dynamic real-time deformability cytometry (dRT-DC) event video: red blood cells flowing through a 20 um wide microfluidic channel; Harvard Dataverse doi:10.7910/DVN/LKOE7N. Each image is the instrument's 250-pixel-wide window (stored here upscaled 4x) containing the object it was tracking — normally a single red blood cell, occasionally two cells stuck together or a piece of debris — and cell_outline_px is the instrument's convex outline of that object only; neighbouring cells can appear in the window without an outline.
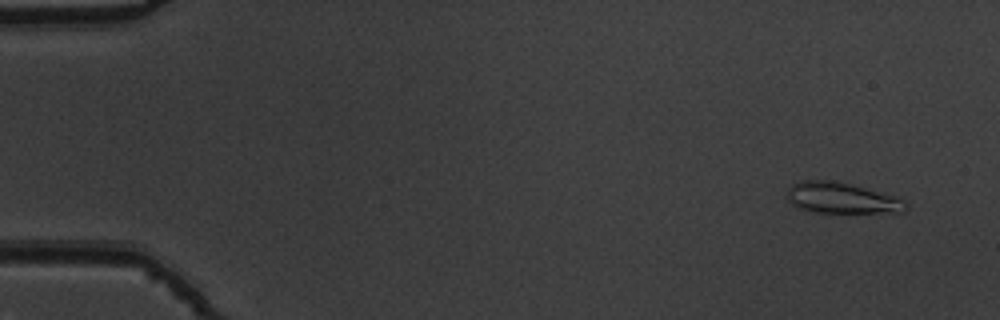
{"species": "common noctule bat (a hibernating species)", "species_latin": "Nyctalus noctula", "temperature_condition": "warm", "stored_images_in_passage": 54, "camera_frame_rate_fps": 3000, "um_per_image_px": 0.085, "animal": {"sex": "male", "body_mass_g": 19.5, "forearm_length_mm": 54.6}, "frame": {"image": 1, "passage_image": 4, "time_ms": 1.0, "image_size_px": [1000, 320], "cell_outline_px": [[908, 208], [904, 212], [816, 212], [800, 208], [792, 204], [784, 196], [788, 188], [792, 184], [804, 180], [832, 180], [896, 196], [904, 200], [908, 204]], "centroid_in_image_um": [71.52, 16.83], "position_along_channel_um": 13.5, "area_um2": 21.27}}
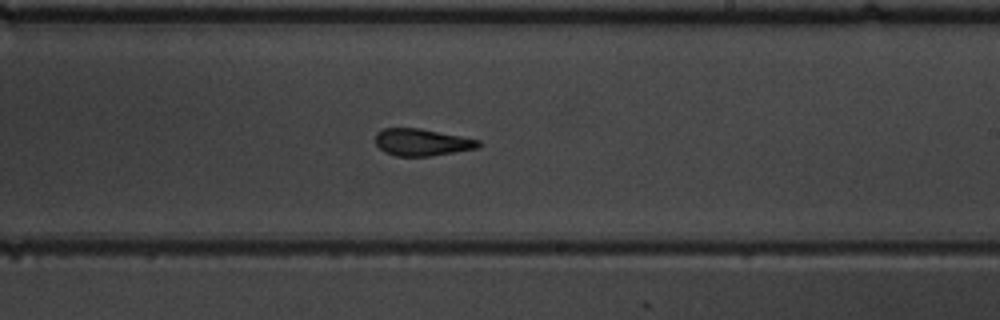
{"frame": {"image": 2, "passage_image": 33, "time_ms": 10.667, "image_size_px": [1000, 320], "cell_outline_px": [[484, 144], [476, 148], [428, 156], [396, 156], [384, 152], [376, 144], [376, 132], [384, 128], [420, 128], [480, 140]], "centroid_in_image_um": [35.85, 12.08], "position_along_channel_um": 253.2, "area_um2": 16.13}}
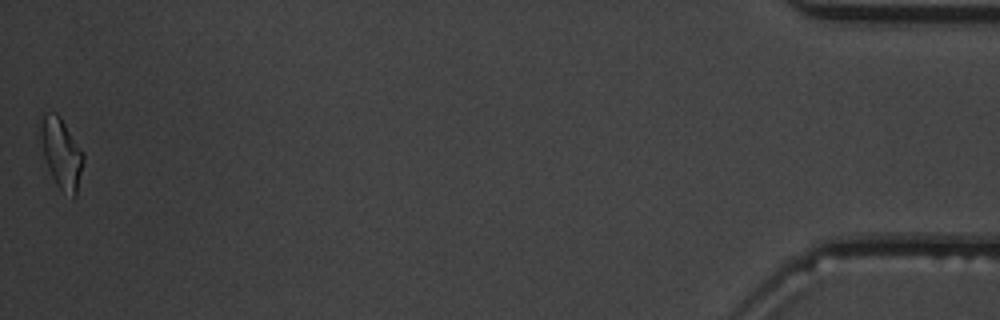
{"frame": {"image": 3, "passage_image": 54, "time_ms": 17.667, "image_size_px": [1000, 320], "cell_outline_px": [[84, 160], [76, 196], [72, 200], [56, 184], [48, 168], [44, 156], [40, 140], [40, 116], [44, 112], [56, 112], [60, 116], [84, 152]], "centroid_in_image_um": [5.22, 13.01], "position_along_channel_um": 430.0, "area_um2": 17.8}, "authors_computed_cell_mechanics": {"area_um2": 17.1088, "velocity_mm_per_s": 3.8216, "shape_relaxation_time_tau1_ms": 8.5791, "shape_relaxation_time_tau2_ms": 1.8222, "deformation_change_tau1": 0.2555, "deformation_change_tau2": 0.111}}